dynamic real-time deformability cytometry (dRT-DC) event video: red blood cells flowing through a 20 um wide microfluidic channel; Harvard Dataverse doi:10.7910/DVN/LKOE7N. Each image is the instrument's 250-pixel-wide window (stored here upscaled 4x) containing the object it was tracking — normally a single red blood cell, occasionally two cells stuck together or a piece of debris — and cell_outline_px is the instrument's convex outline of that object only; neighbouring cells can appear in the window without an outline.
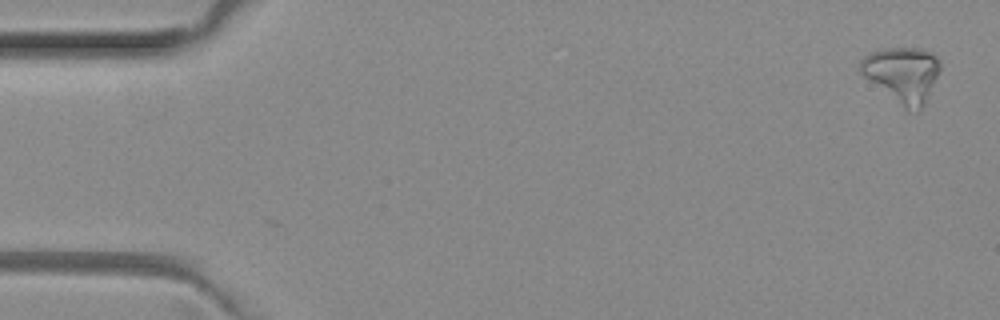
{"species": "common noctule bat (a hibernating species)", "species_latin": "Nyctalus noctula", "temperature_condition": "room temperature", "stored_images_in_passage": 2, "camera_frame_rate_fps": 3000, "um_per_image_px": 0.085, "animal": {"sex": "female", "body_mass_g": 29.2, "forearm_length_mm": 56.3}, "frame": {"image": 1, "passage_image": 2, "time_ms": 0.333, "image_size_px": [1000, 320], "cell_outline_px": [[940, 68], [924, 104], [916, 112], [908, 112], [864, 76], [860, 72], [860, 60], [864, 56], [872, 52], [884, 48], [920, 48], [932, 52], [940, 60]], "centroid_in_image_um": [76.71, 6.32], "position_along_channel_um": 8.3, "area_um2": 25.49}}